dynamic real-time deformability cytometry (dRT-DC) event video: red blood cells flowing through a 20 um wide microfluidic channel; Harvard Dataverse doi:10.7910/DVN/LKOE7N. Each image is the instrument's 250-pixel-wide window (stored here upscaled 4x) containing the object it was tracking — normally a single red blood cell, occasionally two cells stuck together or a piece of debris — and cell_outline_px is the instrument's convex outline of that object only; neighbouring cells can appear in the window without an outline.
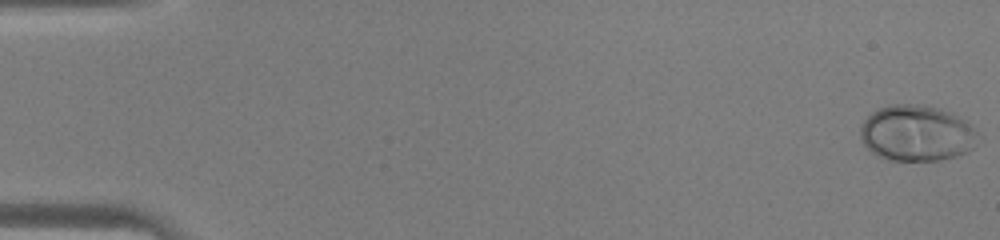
{"species": "human", "species_latin": "Homo sapiens", "temperature_condition": "warm", "stored_images_in_passage": 46, "camera_frame_rate_fps": 3000, "um_per_image_px": 0.085, "donor": {"sex": "male"}, "frame": {"image": 1, "passage_image": 1, "time_ms": 0.0, "image_size_px": [1000, 240], "cell_outline_px": [[976, 132], [972, 148], [968, 152], [956, 156], [940, 160], [888, 160], [872, 152], [864, 144], [860, 136], [860, 128], [864, 120], [872, 112], [880, 108], [892, 104], [924, 104], [940, 108], [952, 112], [968, 120]], "centroid_in_image_um": [77.92, 11.3], "position_along_channel_um": 7.1, "area_um2": 38.38}}
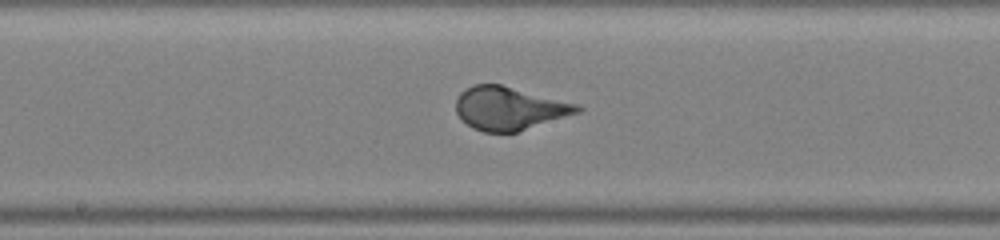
{"frame": {"image": 2, "passage_image": 25, "time_ms": 8.0, "image_size_px": [1000, 240], "cell_outline_px": [[584, 108], [580, 112], [516, 132], [484, 132], [472, 128], [456, 112], [456, 100], [460, 92], [472, 84], [500, 84], [580, 104]], "centroid_in_image_um": [43.3, 9.2], "position_along_channel_um": 204.9, "area_um2": 30.46}}
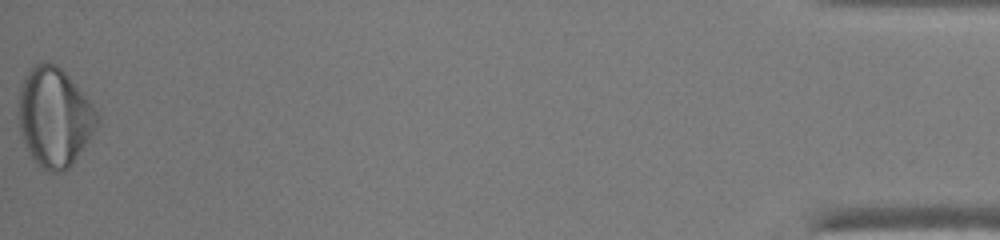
{"frame": {"image": 3, "passage_image": 46, "time_ms": 15.0, "image_size_px": [1000, 240], "cell_outline_px": [[100, 124], [72, 164], [68, 168], [60, 172], [48, 172], [32, 156], [24, 144], [20, 132], [20, 88], [24, 76], [28, 68], [36, 64], [56, 64], [68, 76], [92, 104], [100, 116]], "centroid_in_image_um": [4.65, 9.96], "position_along_channel_um": 430.5, "area_um2": 44.74}}